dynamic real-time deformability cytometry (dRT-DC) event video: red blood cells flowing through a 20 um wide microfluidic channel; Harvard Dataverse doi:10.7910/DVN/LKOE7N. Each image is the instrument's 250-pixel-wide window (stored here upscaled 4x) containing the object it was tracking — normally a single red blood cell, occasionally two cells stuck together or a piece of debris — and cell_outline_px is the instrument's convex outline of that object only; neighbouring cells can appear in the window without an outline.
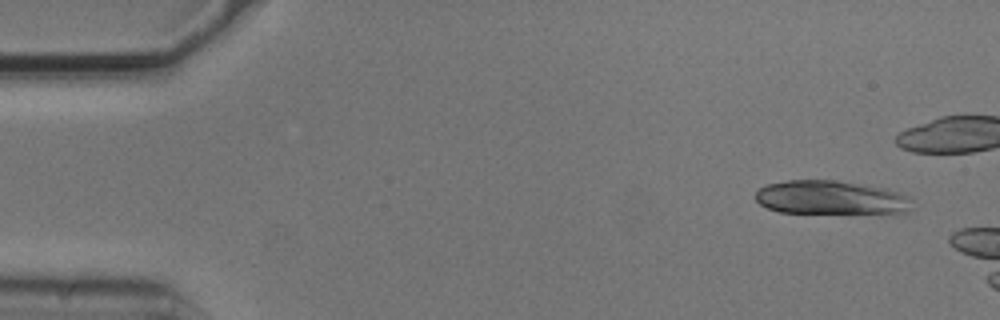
{"species": "common noctule bat (a hibernating species)", "species_latin": "Nyctalus noctula", "temperature_condition": "cold", "stored_images_in_passage": 5, "camera_frame_rate_fps": 3000, "um_per_image_px": 0.085, "animal": {"sex": "male", "body_mass_g": 20.5, "forearm_length_mm": 52.5}, "frame": {"image": 1, "passage_image": 2, "time_ms": 0.333, "image_size_px": [1000, 320], "cell_outline_px": [[912, 212], [896, 216], [780, 212], [768, 208], [760, 204], [756, 200], [756, 192], [760, 188], [768, 184], [788, 180], [832, 180], [888, 188], [912, 196]], "centroid_in_image_um": [70.83, 16.86], "position_along_channel_um": 14.2, "area_um2": 32.54}}